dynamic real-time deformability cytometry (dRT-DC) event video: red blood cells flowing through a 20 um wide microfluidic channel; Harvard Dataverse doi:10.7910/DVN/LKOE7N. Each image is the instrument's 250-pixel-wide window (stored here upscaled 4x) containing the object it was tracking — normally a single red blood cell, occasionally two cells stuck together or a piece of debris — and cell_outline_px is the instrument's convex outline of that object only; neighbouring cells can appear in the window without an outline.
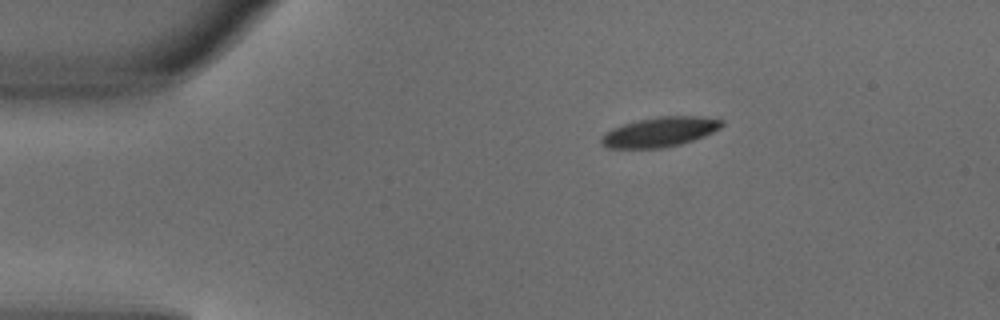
{"species": "common noctule bat (a hibernating species)", "species_latin": "Nyctalus noctula", "temperature_condition": "warm", "stored_images_in_passage": 5, "camera_frame_rate_fps": 3000, "um_per_image_px": 0.085, "animal": {"sex": "male", "body_mass_g": 18.8}, "frame": {"image": 1, "passage_image": 5, "time_ms": 1.333, "image_size_px": [1000, 320], "cell_outline_px": [[724, 124], [720, 128], [704, 136], [680, 144], [660, 148], [608, 148], [600, 144], [600, 136], [604, 132], [612, 128], [636, 120], [660, 116], [700, 116], [724, 120]], "centroid_in_image_um": [56.05, 11.21], "position_along_channel_um": 29.0, "area_um2": 20.98}}